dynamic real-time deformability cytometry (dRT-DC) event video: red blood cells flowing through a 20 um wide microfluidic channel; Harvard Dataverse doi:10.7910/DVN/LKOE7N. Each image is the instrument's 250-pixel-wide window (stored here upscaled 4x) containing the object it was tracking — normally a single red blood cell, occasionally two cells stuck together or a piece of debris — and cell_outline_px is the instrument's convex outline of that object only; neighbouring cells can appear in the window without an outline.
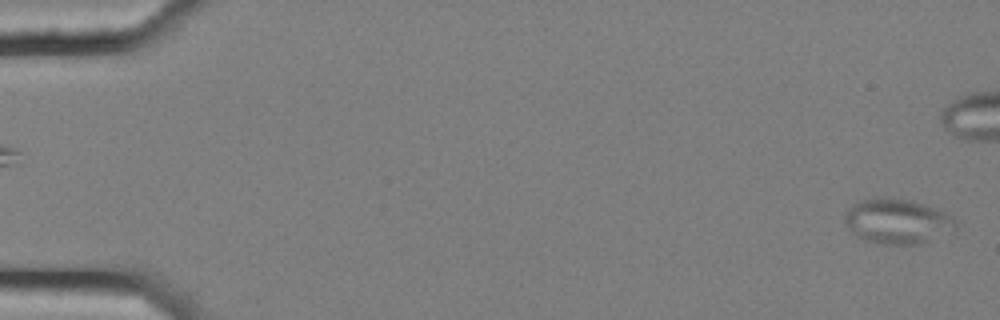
{"species": "common noctule bat (a hibernating species)", "species_latin": "Nyctalus noctula", "temperature_condition": "cold", "stored_images_in_passage": 6, "segment_of_instrument_passage": [2, 2], "camera_frame_rate_fps": 3000, "um_per_image_px": 0.085, "animal": {"sex": "female", "body_mass_g": 25.1}, "frame": {"image": 1, "passage_image": 6, "time_ms": 1.667, "image_size_px": [1000, 320], "cell_outline_px": [[956, 228], [952, 232], [920, 244], [880, 244], [864, 240], [856, 236], [844, 220], [844, 216], [848, 208], [852, 204], [860, 200], [880, 196], [884, 196], [924, 204], [944, 212], [952, 216], [956, 220]], "centroid_in_image_um": [76.27, 18.81], "position_along_channel_um": 8.7, "area_um2": 29.13}}